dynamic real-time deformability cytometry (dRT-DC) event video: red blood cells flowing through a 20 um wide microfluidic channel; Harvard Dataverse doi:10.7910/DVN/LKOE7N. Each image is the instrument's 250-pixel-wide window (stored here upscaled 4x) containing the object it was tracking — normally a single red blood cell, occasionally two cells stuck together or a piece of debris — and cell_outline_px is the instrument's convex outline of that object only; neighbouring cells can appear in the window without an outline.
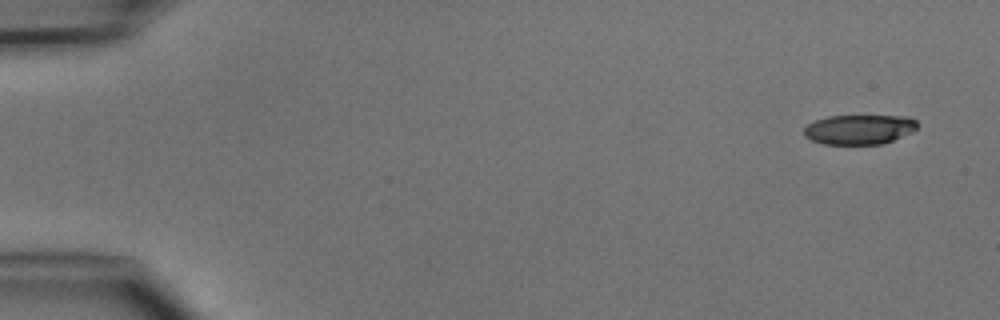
{"species": "common noctule bat (a hibernating species)", "species_latin": "Nyctalus noctula", "temperature_condition": "cold", "stored_images_in_passage": 4, "camera_frame_rate_fps": 3000, "um_per_image_px": 0.085, "animal": {"sex": "male", "body_mass_g": 15.6}, "frame": {"image": 1, "passage_image": 1, "time_ms": 0.0, "image_size_px": [1000, 320], "cell_outline_px": [[916, 128], [912, 132], [892, 140], [880, 144], [824, 144], [812, 140], [804, 136], [804, 128], [808, 124], [816, 120], [828, 116], [908, 116], [916, 120]], "centroid_in_image_um": [73.02, 11.0], "position_along_channel_um": 12.0, "area_um2": 19.48}}
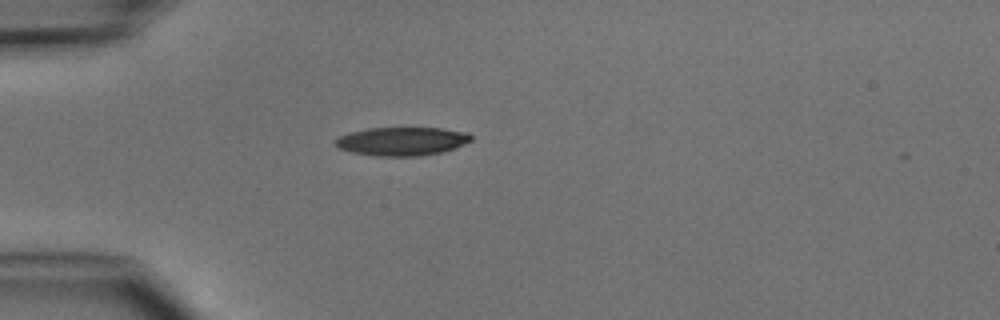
{"frame": {"image": 2, "passage_image": 4, "time_ms": 3.667, "image_size_px": [1000, 320], "cell_outline_px": [[472, 140], [456, 148], [444, 152], [420, 156], [376, 156], [352, 152], [336, 148], [336, 140], [340, 136], [348, 132], [368, 128], [440, 128], [468, 132], [472, 136]], "centroid_in_image_um": [34.18, 12.01], "position_along_channel_um": 50.8, "area_um2": 22.72}}